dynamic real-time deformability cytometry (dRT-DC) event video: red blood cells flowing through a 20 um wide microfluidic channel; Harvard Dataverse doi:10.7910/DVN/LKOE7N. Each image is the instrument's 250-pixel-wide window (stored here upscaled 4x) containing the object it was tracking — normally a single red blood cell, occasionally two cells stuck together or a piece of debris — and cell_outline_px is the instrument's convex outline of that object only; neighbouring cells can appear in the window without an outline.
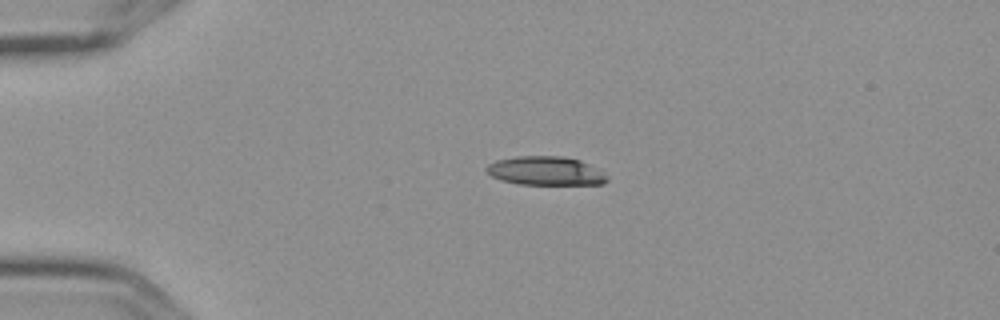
{"species": "Egyptian fruit bat (a non-hibernating species)", "species_latin": "Rousettus aegyptiacus", "temperature_condition": "cold", "stored_images_in_passage": 4, "camera_frame_rate_fps": 3000, "um_per_image_px": 0.085, "frame": {"image": 1, "passage_image": 3, "time_ms": 0.667, "image_size_px": [1000, 320], "cell_outline_px": [[608, 180], [604, 184], [520, 184], [500, 180], [492, 176], [484, 168], [488, 164], [496, 160], [516, 156], [560, 156], [580, 160], [600, 168], [608, 176]], "centroid_in_image_um": [46.41, 14.52], "position_along_channel_um": 38.6, "area_um2": 20.4}}